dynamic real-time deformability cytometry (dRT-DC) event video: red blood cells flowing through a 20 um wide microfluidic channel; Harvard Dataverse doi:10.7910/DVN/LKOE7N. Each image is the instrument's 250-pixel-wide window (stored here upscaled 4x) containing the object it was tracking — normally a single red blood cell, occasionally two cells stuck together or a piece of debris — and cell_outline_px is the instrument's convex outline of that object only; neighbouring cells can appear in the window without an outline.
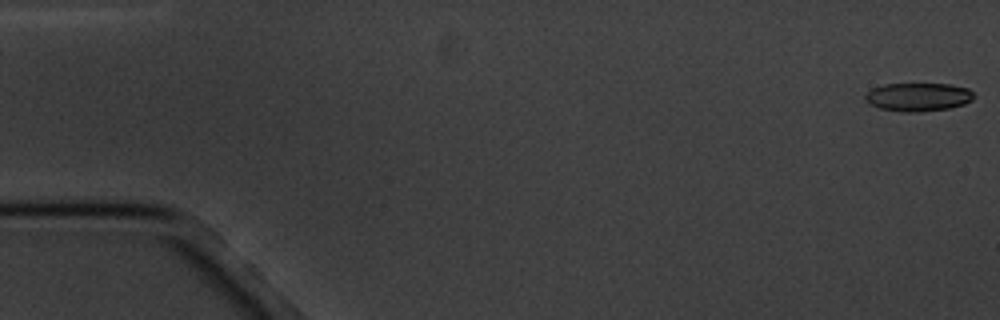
{"species": "common noctule bat (a hibernating species)", "species_latin": "Nyctalus noctula", "temperature_condition": "cold", "stored_images_in_passage": 17, "camera_frame_rate_fps": 3000, "um_per_image_px": 0.085, "animal": {"sex": "male", "body_mass_g": 20.1, "forearm_length_mm": 53.5}, "frame": {"image": 1, "passage_image": 1, "time_ms": 0.0, "image_size_px": [1000, 320], "cell_outline_px": [[972, 100], [964, 104], [948, 108], [916, 112], [904, 112], [880, 108], [868, 104], [864, 100], [864, 96], [872, 88], [884, 84], [948, 84], [968, 88], [972, 92]], "centroid_in_image_um": [78.0, 8.24], "position_along_channel_um": 7.0, "area_um2": 17.86}}
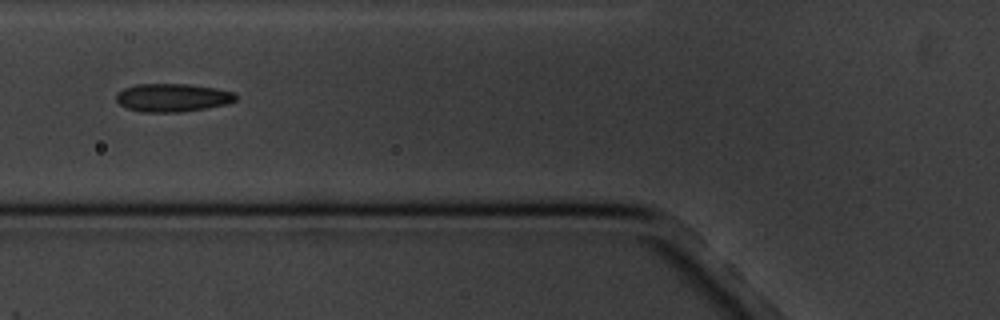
{"frame": {"image": 2, "passage_image": 7, "time_ms": 7.0, "image_size_px": [1000, 320], "cell_outline_px": [[236, 100], [228, 104], [180, 112], [140, 112], [124, 108], [116, 100], [116, 92], [124, 88], [136, 84], [188, 84], [216, 88], [232, 92], [236, 96]], "centroid_in_image_um": [14.61, 8.3], "position_along_channel_um": 111.2, "area_um2": 19.71}}
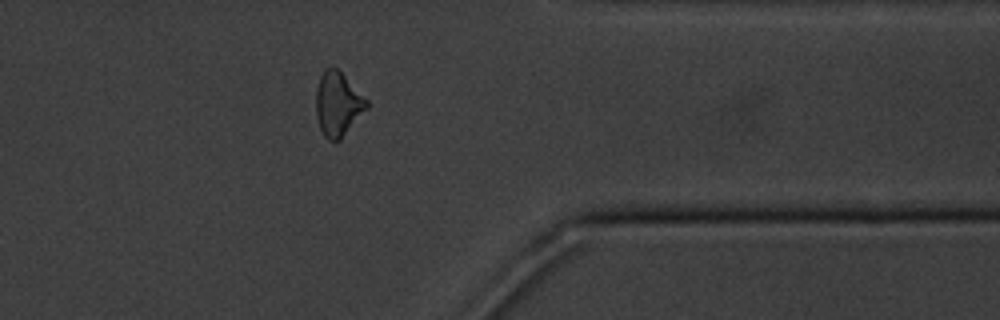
{"frame": {"image": 3, "passage_image": 14, "time_ms": 15.333, "image_size_px": [1000, 320], "cell_outline_px": [[368, 108], [340, 140], [328, 140], [324, 136], [320, 128], [316, 116], [316, 88], [320, 76], [324, 68], [336, 68], [368, 100]], "centroid_in_image_um": [28.71, 8.86], "position_along_channel_um": 382.7, "area_um2": 18.79}, "authors_computed_cell_mechanics": {"area_um2": 18.8428, "velocity_mm_per_s": 3.3959, "shape_relaxation_time_tau1_ms": 7.3628, "shape_relaxation_time_tau2_ms": 4.6574, "deformation_change_tau1": 0.1261, "deformation_change_tau2": 0.0769}}